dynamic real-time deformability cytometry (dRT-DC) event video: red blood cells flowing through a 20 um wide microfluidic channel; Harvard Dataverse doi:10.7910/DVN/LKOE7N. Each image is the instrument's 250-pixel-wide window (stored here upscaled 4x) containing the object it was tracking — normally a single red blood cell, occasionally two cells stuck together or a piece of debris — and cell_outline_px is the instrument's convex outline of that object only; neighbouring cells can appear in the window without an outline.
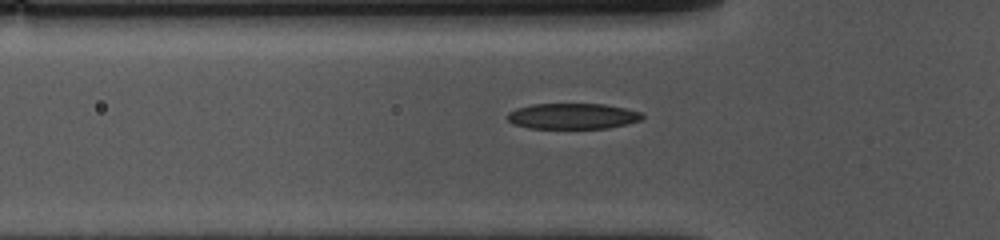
{"species": "common noctule bat (a hibernating species)", "species_latin": "Nyctalus noctula", "temperature_condition": "cold", "stored_images_in_passage": 38, "camera_frame_rate_fps": 3000, "um_per_image_px": 0.085, "animal": {"sex": "female", "body_mass_g": 10.0, "forearm_length_mm": 53.1}, "frame": {"image": 1, "passage_image": 8, "time_ms": 2.333, "image_size_px": [1000, 240], "cell_outline_px": [[644, 116], [640, 120], [628, 124], [608, 128], [528, 128], [512, 124], [508, 120], [508, 112], [516, 108], [532, 104], [604, 104], [644, 112]], "centroid_in_image_um": [48.68, 9.87], "position_along_channel_um": 77.1, "area_um2": 20.35}}
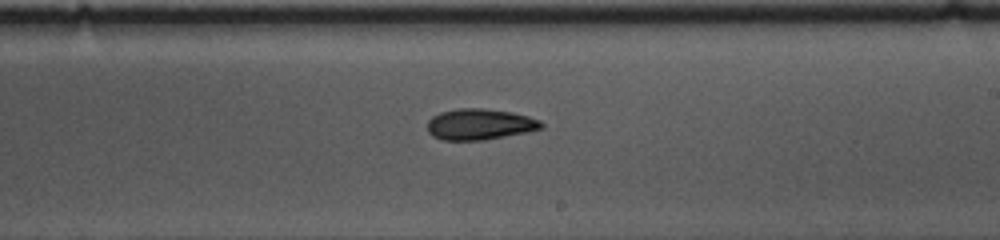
{"frame": {"image": 2, "passage_image": 22, "time_ms": 7.0, "image_size_px": [1000, 240], "cell_outline_px": [[544, 128], [528, 132], [484, 140], [444, 140], [432, 136], [428, 132], [428, 120], [432, 116], [440, 112], [456, 108], [484, 108], [512, 112], [528, 116], [540, 120], [544, 124]], "centroid_in_image_um": [40.79, 10.56], "position_along_channel_um": 248.2, "area_um2": 20.81}}
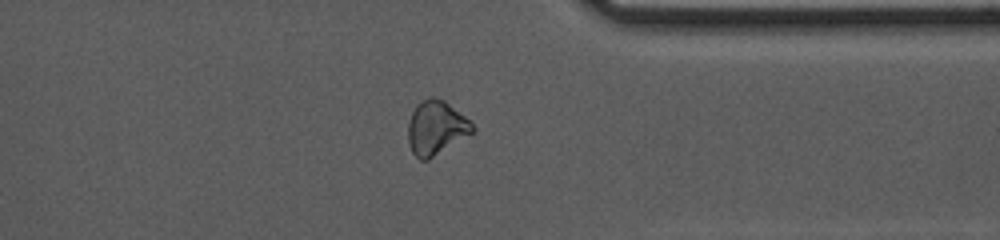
{"frame": {"image": 3, "passage_image": 33, "time_ms": 10.667, "image_size_px": [1000, 240], "cell_outline_px": [[476, 128], [472, 132], [428, 160], [420, 160], [412, 152], [408, 140], [408, 120], [416, 104], [420, 100], [428, 96], [432, 96], [444, 100], [464, 116]], "centroid_in_image_um": [37.02, 10.83], "position_along_channel_um": 374.4, "area_um2": 20.11}}